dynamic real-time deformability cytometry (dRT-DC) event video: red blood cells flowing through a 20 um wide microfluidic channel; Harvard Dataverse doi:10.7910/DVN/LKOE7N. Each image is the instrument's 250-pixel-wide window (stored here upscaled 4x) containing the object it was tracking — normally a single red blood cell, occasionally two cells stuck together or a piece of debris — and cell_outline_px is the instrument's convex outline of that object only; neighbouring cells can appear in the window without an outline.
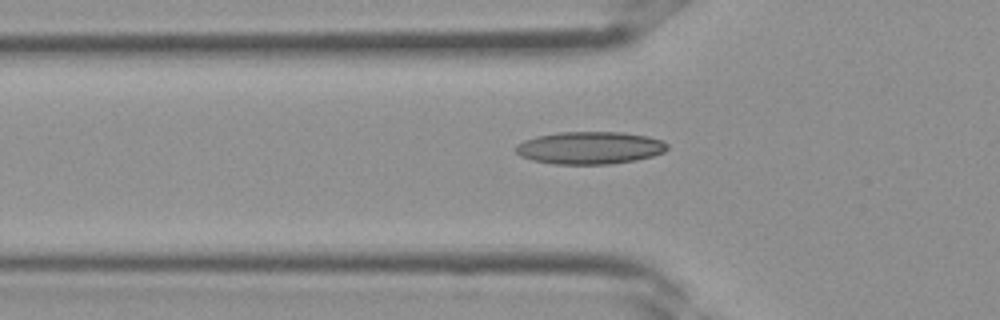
{"species": "Egyptian fruit bat (a non-hibernating species)", "species_latin": "Rousettus aegyptiacus", "temperature_condition": "room temperature", "stored_images_in_passage": 5, "camera_frame_rate_fps": 3000, "um_per_image_px": 0.085, "frame": {"image": 1, "passage_image": 5, "time_ms": 1.333, "image_size_px": [1000, 320], "cell_outline_px": [[668, 148], [664, 152], [652, 156], [636, 160], [612, 164], [552, 164], [532, 160], [520, 156], [516, 152], [516, 144], [524, 140], [536, 136], [560, 132], [624, 132], [648, 136], [664, 140], [668, 144]], "centroid_in_image_um": [50.15, 12.56], "position_along_channel_um": 75.6, "area_um2": 28.96}}